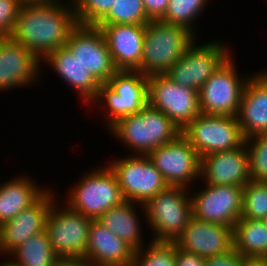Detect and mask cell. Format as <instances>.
<instances>
[{
  "label": "cell",
  "instance_id": "6da1fadb",
  "mask_svg": "<svg viewBox=\"0 0 267 266\" xmlns=\"http://www.w3.org/2000/svg\"><path fill=\"white\" fill-rule=\"evenodd\" d=\"M62 3L52 0L44 4L21 6L10 37L41 61L49 53L66 46L70 32L78 23L72 3Z\"/></svg>",
  "mask_w": 267,
  "mask_h": 266
},
{
  "label": "cell",
  "instance_id": "7a4b0ae2",
  "mask_svg": "<svg viewBox=\"0 0 267 266\" xmlns=\"http://www.w3.org/2000/svg\"><path fill=\"white\" fill-rule=\"evenodd\" d=\"M109 130L130 147L134 155H148L159 146L174 141L182 132L149 103L137 114L120 119Z\"/></svg>",
  "mask_w": 267,
  "mask_h": 266
},
{
  "label": "cell",
  "instance_id": "3957f363",
  "mask_svg": "<svg viewBox=\"0 0 267 266\" xmlns=\"http://www.w3.org/2000/svg\"><path fill=\"white\" fill-rule=\"evenodd\" d=\"M188 29L162 20L146 24L143 55L139 72L151 76L165 74L189 48L197 42Z\"/></svg>",
  "mask_w": 267,
  "mask_h": 266
},
{
  "label": "cell",
  "instance_id": "277c9868",
  "mask_svg": "<svg viewBox=\"0 0 267 266\" xmlns=\"http://www.w3.org/2000/svg\"><path fill=\"white\" fill-rule=\"evenodd\" d=\"M187 187L168 186L144 205L140 204L154 232V242H175L192 217Z\"/></svg>",
  "mask_w": 267,
  "mask_h": 266
},
{
  "label": "cell",
  "instance_id": "5b68a950",
  "mask_svg": "<svg viewBox=\"0 0 267 266\" xmlns=\"http://www.w3.org/2000/svg\"><path fill=\"white\" fill-rule=\"evenodd\" d=\"M148 97V76L139 71L117 70L107 83H101L92 103L101 100L108 106L110 129L120 119L141 111L148 104Z\"/></svg>",
  "mask_w": 267,
  "mask_h": 266
},
{
  "label": "cell",
  "instance_id": "8992f818",
  "mask_svg": "<svg viewBox=\"0 0 267 266\" xmlns=\"http://www.w3.org/2000/svg\"><path fill=\"white\" fill-rule=\"evenodd\" d=\"M92 172V173H91ZM71 188L67 205L91 220L124 202L117 178L109 166L90 170Z\"/></svg>",
  "mask_w": 267,
  "mask_h": 266
},
{
  "label": "cell",
  "instance_id": "52a82bcc",
  "mask_svg": "<svg viewBox=\"0 0 267 266\" xmlns=\"http://www.w3.org/2000/svg\"><path fill=\"white\" fill-rule=\"evenodd\" d=\"M181 134L200 158L215 152L234 150L245 143L236 116L200 113Z\"/></svg>",
  "mask_w": 267,
  "mask_h": 266
},
{
  "label": "cell",
  "instance_id": "ba28073f",
  "mask_svg": "<svg viewBox=\"0 0 267 266\" xmlns=\"http://www.w3.org/2000/svg\"><path fill=\"white\" fill-rule=\"evenodd\" d=\"M115 174L124 200L145 204L169 185L147 155L127 156L108 165Z\"/></svg>",
  "mask_w": 267,
  "mask_h": 266
},
{
  "label": "cell",
  "instance_id": "9c48e42d",
  "mask_svg": "<svg viewBox=\"0 0 267 266\" xmlns=\"http://www.w3.org/2000/svg\"><path fill=\"white\" fill-rule=\"evenodd\" d=\"M230 55L199 90L200 112L207 115L236 116L248 79L239 78Z\"/></svg>",
  "mask_w": 267,
  "mask_h": 266
},
{
  "label": "cell",
  "instance_id": "30bf717a",
  "mask_svg": "<svg viewBox=\"0 0 267 266\" xmlns=\"http://www.w3.org/2000/svg\"><path fill=\"white\" fill-rule=\"evenodd\" d=\"M148 103L182 131L201 112L199 92L176 84L165 74L148 76Z\"/></svg>",
  "mask_w": 267,
  "mask_h": 266
},
{
  "label": "cell",
  "instance_id": "8fae6325",
  "mask_svg": "<svg viewBox=\"0 0 267 266\" xmlns=\"http://www.w3.org/2000/svg\"><path fill=\"white\" fill-rule=\"evenodd\" d=\"M56 206L54 202L46 224L54 252L60 259L84 258L92 220L68 205L61 210Z\"/></svg>",
  "mask_w": 267,
  "mask_h": 266
},
{
  "label": "cell",
  "instance_id": "7c38bea8",
  "mask_svg": "<svg viewBox=\"0 0 267 266\" xmlns=\"http://www.w3.org/2000/svg\"><path fill=\"white\" fill-rule=\"evenodd\" d=\"M226 46L224 42L214 41L197 47L193 42L165 75L176 84L199 92L202 85L231 55Z\"/></svg>",
  "mask_w": 267,
  "mask_h": 266
},
{
  "label": "cell",
  "instance_id": "4fadbf2b",
  "mask_svg": "<svg viewBox=\"0 0 267 266\" xmlns=\"http://www.w3.org/2000/svg\"><path fill=\"white\" fill-rule=\"evenodd\" d=\"M147 156L169 186L189 188L187 184L200 176V157L182 134Z\"/></svg>",
  "mask_w": 267,
  "mask_h": 266
},
{
  "label": "cell",
  "instance_id": "5bb4252c",
  "mask_svg": "<svg viewBox=\"0 0 267 266\" xmlns=\"http://www.w3.org/2000/svg\"><path fill=\"white\" fill-rule=\"evenodd\" d=\"M206 185L200 193L190 195L192 216L201 221L234 227L242 212L243 187Z\"/></svg>",
  "mask_w": 267,
  "mask_h": 266
},
{
  "label": "cell",
  "instance_id": "9a60e30c",
  "mask_svg": "<svg viewBox=\"0 0 267 266\" xmlns=\"http://www.w3.org/2000/svg\"><path fill=\"white\" fill-rule=\"evenodd\" d=\"M66 46L100 83H107L117 71L98 26L77 24L70 32Z\"/></svg>",
  "mask_w": 267,
  "mask_h": 266
},
{
  "label": "cell",
  "instance_id": "2e32d148",
  "mask_svg": "<svg viewBox=\"0 0 267 266\" xmlns=\"http://www.w3.org/2000/svg\"><path fill=\"white\" fill-rule=\"evenodd\" d=\"M51 192V193H50ZM48 191L31 207L21 211L15 218L0 225V251L9 254L28 238L46 230L47 218L54 200Z\"/></svg>",
  "mask_w": 267,
  "mask_h": 266
},
{
  "label": "cell",
  "instance_id": "e0dca14e",
  "mask_svg": "<svg viewBox=\"0 0 267 266\" xmlns=\"http://www.w3.org/2000/svg\"><path fill=\"white\" fill-rule=\"evenodd\" d=\"M174 243L204 258L222 255L233 249V227L201 221L192 216Z\"/></svg>",
  "mask_w": 267,
  "mask_h": 266
},
{
  "label": "cell",
  "instance_id": "ac0fdd59",
  "mask_svg": "<svg viewBox=\"0 0 267 266\" xmlns=\"http://www.w3.org/2000/svg\"><path fill=\"white\" fill-rule=\"evenodd\" d=\"M201 176L205 184L244 187L251 181L247 145L244 143L237 149L215 152L200 158Z\"/></svg>",
  "mask_w": 267,
  "mask_h": 266
},
{
  "label": "cell",
  "instance_id": "d6986e66",
  "mask_svg": "<svg viewBox=\"0 0 267 266\" xmlns=\"http://www.w3.org/2000/svg\"><path fill=\"white\" fill-rule=\"evenodd\" d=\"M40 60L11 37H0V90L28 86L37 80Z\"/></svg>",
  "mask_w": 267,
  "mask_h": 266
},
{
  "label": "cell",
  "instance_id": "ffe728a7",
  "mask_svg": "<svg viewBox=\"0 0 267 266\" xmlns=\"http://www.w3.org/2000/svg\"><path fill=\"white\" fill-rule=\"evenodd\" d=\"M98 26L106 40L116 70L138 71L143 55L146 25L112 24Z\"/></svg>",
  "mask_w": 267,
  "mask_h": 266
},
{
  "label": "cell",
  "instance_id": "44dd1931",
  "mask_svg": "<svg viewBox=\"0 0 267 266\" xmlns=\"http://www.w3.org/2000/svg\"><path fill=\"white\" fill-rule=\"evenodd\" d=\"M236 117L245 139L267 134V71L248 78Z\"/></svg>",
  "mask_w": 267,
  "mask_h": 266
},
{
  "label": "cell",
  "instance_id": "7402d4cb",
  "mask_svg": "<svg viewBox=\"0 0 267 266\" xmlns=\"http://www.w3.org/2000/svg\"><path fill=\"white\" fill-rule=\"evenodd\" d=\"M135 250L98 220L89 227L85 256L92 266H132Z\"/></svg>",
  "mask_w": 267,
  "mask_h": 266
},
{
  "label": "cell",
  "instance_id": "603a6c76",
  "mask_svg": "<svg viewBox=\"0 0 267 266\" xmlns=\"http://www.w3.org/2000/svg\"><path fill=\"white\" fill-rule=\"evenodd\" d=\"M42 61L48 63L67 84L76 89L81 99L92 103L97 97L101 83L86 70L67 46L49 53Z\"/></svg>",
  "mask_w": 267,
  "mask_h": 266
},
{
  "label": "cell",
  "instance_id": "cb8c5ba5",
  "mask_svg": "<svg viewBox=\"0 0 267 266\" xmlns=\"http://www.w3.org/2000/svg\"><path fill=\"white\" fill-rule=\"evenodd\" d=\"M31 180L19 176L0 184V225L31 207L48 191Z\"/></svg>",
  "mask_w": 267,
  "mask_h": 266
},
{
  "label": "cell",
  "instance_id": "d4e9b609",
  "mask_svg": "<svg viewBox=\"0 0 267 266\" xmlns=\"http://www.w3.org/2000/svg\"><path fill=\"white\" fill-rule=\"evenodd\" d=\"M133 202L124 201L120 205L104 212L98 221L109 229L114 235L123 239L134 250L144 247L139 228V220L136 215V206Z\"/></svg>",
  "mask_w": 267,
  "mask_h": 266
},
{
  "label": "cell",
  "instance_id": "484cf974",
  "mask_svg": "<svg viewBox=\"0 0 267 266\" xmlns=\"http://www.w3.org/2000/svg\"><path fill=\"white\" fill-rule=\"evenodd\" d=\"M233 248L247 259H267V230L263 222L240 217L233 227Z\"/></svg>",
  "mask_w": 267,
  "mask_h": 266
},
{
  "label": "cell",
  "instance_id": "4316f807",
  "mask_svg": "<svg viewBox=\"0 0 267 266\" xmlns=\"http://www.w3.org/2000/svg\"><path fill=\"white\" fill-rule=\"evenodd\" d=\"M10 256L16 257L13 259L15 266H55L60 260L46 230L28 238Z\"/></svg>",
  "mask_w": 267,
  "mask_h": 266
},
{
  "label": "cell",
  "instance_id": "83f0119b",
  "mask_svg": "<svg viewBox=\"0 0 267 266\" xmlns=\"http://www.w3.org/2000/svg\"><path fill=\"white\" fill-rule=\"evenodd\" d=\"M149 21L142 0H115L109 13L97 25H146Z\"/></svg>",
  "mask_w": 267,
  "mask_h": 266
},
{
  "label": "cell",
  "instance_id": "f1b7e54d",
  "mask_svg": "<svg viewBox=\"0 0 267 266\" xmlns=\"http://www.w3.org/2000/svg\"><path fill=\"white\" fill-rule=\"evenodd\" d=\"M207 0H169L162 21L188 29L195 35L192 21L204 10Z\"/></svg>",
  "mask_w": 267,
  "mask_h": 266
},
{
  "label": "cell",
  "instance_id": "f546056e",
  "mask_svg": "<svg viewBox=\"0 0 267 266\" xmlns=\"http://www.w3.org/2000/svg\"><path fill=\"white\" fill-rule=\"evenodd\" d=\"M267 215V182L249 181L242 192L241 218L261 220Z\"/></svg>",
  "mask_w": 267,
  "mask_h": 266
},
{
  "label": "cell",
  "instance_id": "4dcf8cb0",
  "mask_svg": "<svg viewBox=\"0 0 267 266\" xmlns=\"http://www.w3.org/2000/svg\"><path fill=\"white\" fill-rule=\"evenodd\" d=\"M147 251L137 249L134 252L132 266H176V244L174 242L152 241Z\"/></svg>",
  "mask_w": 267,
  "mask_h": 266
},
{
  "label": "cell",
  "instance_id": "1f68e13d",
  "mask_svg": "<svg viewBox=\"0 0 267 266\" xmlns=\"http://www.w3.org/2000/svg\"><path fill=\"white\" fill-rule=\"evenodd\" d=\"M245 144L249 155L251 181L267 182V134L247 138Z\"/></svg>",
  "mask_w": 267,
  "mask_h": 266
},
{
  "label": "cell",
  "instance_id": "d6a6232c",
  "mask_svg": "<svg viewBox=\"0 0 267 266\" xmlns=\"http://www.w3.org/2000/svg\"><path fill=\"white\" fill-rule=\"evenodd\" d=\"M81 25L96 26L110 11L115 0H70Z\"/></svg>",
  "mask_w": 267,
  "mask_h": 266
},
{
  "label": "cell",
  "instance_id": "836d02e7",
  "mask_svg": "<svg viewBox=\"0 0 267 266\" xmlns=\"http://www.w3.org/2000/svg\"><path fill=\"white\" fill-rule=\"evenodd\" d=\"M20 8L16 0H0V37L12 35Z\"/></svg>",
  "mask_w": 267,
  "mask_h": 266
},
{
  "label": "cell",
  "instance_id": "e575fe53",
  "mask_svg": "<svg viewBox=\"0 0 267 266\" xmlns=\"http://www.w3.org/2000/svg\"><path fill=\"white\" fill-rule=\"evenodd\" d=\"M247 260L233 248L225 254L207 257L205 266H245Z\"/></svg>",
  "mask_w": 267,
  "mask_h": 266
},
{
  "label": "cell",
  "instance_id": "d590c367",
  "mask_svg": "<svg viewBox=\"0 0 267 266\" xmlns=\"http://www.w3.org/2000/svg\"><path fill=\"white\" fill-rule=\"evenodd\" d=\"M147 16L150 20H161L169 3V0H142Z\"/></svg>",
  "mask_w": 267,
  "mask_h": 266
},
{
  "label": "cell",
  "instance_id": "8d00e7d4",
  "mask_svg": "<svg viewBox=\"0 0 267 266\" xmlns=\"http://www.w3.org/2000/svg\"><path fill=\"white\" fill-rule=\"evenodd\" d=\"M205 259L191 252H187L176 245V266H205Z\"/></svg>",
  "mask_w": 267,
  "mask_h": 266
},
{
  "label": "cell",
  "instance_id": "74e56055",
  "mask_svg": "<svg viewBox=\"0 0 267 266\" xmlns=\"http://www.w3.org/2000/svg\"><path fill=\"white\" fill-rule=\"evenodd\" d=\"M55 266H92L83 258L79 259H60Z\"/></svg>",
  "mask_w": 267,
  "mask_h": 266
},
{
  "label": "cell",
  "instance_id": "f35d334b",
  "mask_svg": "<svg viewBox=\"0 0 267 266\" xmlns=\"http://www.w3.org/2000/svg\"><path fill=\"white\" fill-rule=\"evenodd\" d=\"M21 6L25 5H35V4H44L52 0H16Z\"/></svg>",
  "mask_w": 267,
  "mask_h": 266
},
{
  "label": "cell",
  "instance_id": "ab89813d",
  "mask_svg": "<svg viewBox=\"0 0 267 266\" xmlns=\"http://www.w3.org/2000/svg\"><path fill=\"white\" fill-rule=\"evenodd\" d=\"M245 266H267V259H248L245 263Z\"/></svg>",
  "mask_w": 267,
  "mask_h": 266
},
{
  "label": "cell",
  "instance_id": "60d3db41",
  "mask_svg": "<svg viewBox=\"0 0 267 266\" xmlns=\"http://www.w3.org/2000/svg\"><path fill=\"white\" fill-rule=\"evenodd\" d=\"M0 266H15L14 264H13V260L12 261H6V263L4 262L3 264H0Z\"/></svg>",
  "mask_w": 267,
  "mask_h": 266
},
{
  "label": "cell",
  "instance_id": "b9f144b4",
  "mask_svg": "<svg viewBox=\"0 0 267 266\" xmlns=\"http://www.w3.org/2000/svg\"><path fill=\"white\" fill-rule=\"evenodd\" d=\"M261 221L263 222V224H264V226H265V228H266V230H267V215L264 216V217L261 219Z\"/></svg>",
  "mask_w": 267,
  "mask_h": 266
}]
</instances>
